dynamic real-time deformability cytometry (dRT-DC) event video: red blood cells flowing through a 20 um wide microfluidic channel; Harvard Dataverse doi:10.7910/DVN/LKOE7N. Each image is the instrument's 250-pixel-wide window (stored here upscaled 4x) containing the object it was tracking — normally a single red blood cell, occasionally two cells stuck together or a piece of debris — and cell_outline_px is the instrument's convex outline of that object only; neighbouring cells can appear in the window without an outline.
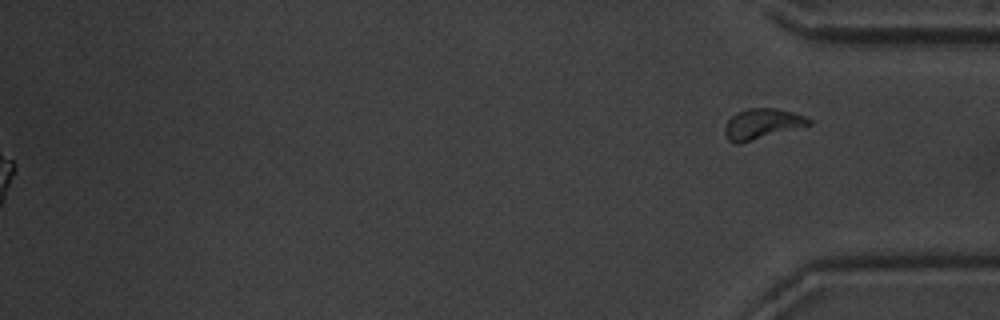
{"species": "common noctule bat (a hibernating species)", "species_latin": "Nyctalus noctula", "temperature_condition": "warm", "stored_images_in_passage": 57, "segment_of_instrument_passage": [2, 2], "camera_frame_rate_fps": 3000, "um_per_image_px": 0.085, "animal": {"sex": "male", "body_mass_g": 20.1, "forearm_length_mm": 53.5}, "frame": {"image": 1, "passage_image": 57, "time_ms": 18.667, "image_size_px": [1000, 320], "cell_outline_px": [[812, 124], [740, 144], [736, 144], [728, 140], [724, 136], [724, 128], [728, 120], [736, 112], [748, 108], [776, 108], [792, 112], [804, 116], [812, 120]], "centroid_in_image_um": [64.74, 10.54], "position_along_channel_um": 370.5, "area_um2": 14.97}}